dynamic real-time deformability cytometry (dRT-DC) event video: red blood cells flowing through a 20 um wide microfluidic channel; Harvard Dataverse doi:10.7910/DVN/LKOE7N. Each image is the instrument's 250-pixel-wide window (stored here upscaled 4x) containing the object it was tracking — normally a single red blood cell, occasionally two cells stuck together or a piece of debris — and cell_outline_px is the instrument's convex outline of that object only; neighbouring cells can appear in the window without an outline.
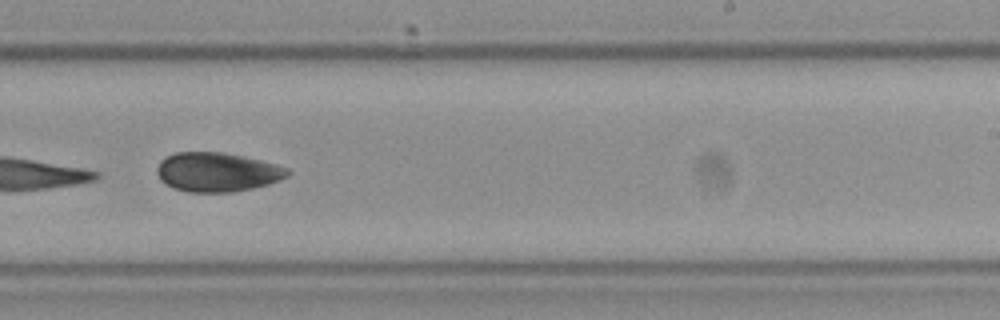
{"species": "Egyptian fruit bat (a non-hibernating species)", "species_latin": "Rousettus aegyptiacus", "temperature_condition": "cold", "stored_images_in_passage": 15, "camera_frame_rate_fps": 3000, "um_per_image_px": 0.085, "frame": {"image": 1, "passage_image": 10, "time_ms": 3.0, "image_size_px": [1000, 320], "cell_outline_px": [[292, 172], [288, 176], [268, 184], [252, 188], [232, 192], [188, 192], [172, 188], [164, 184], [160, 180], [156, 172], [156, 168], [160, 160], [176, 152], [224, 152], [244, 156], [276, 164], [288, 168]], "centroid_in_image_um": [18.44, 14.63], "position_along_channel_um": 270.6, "area_um2": 30.06}}
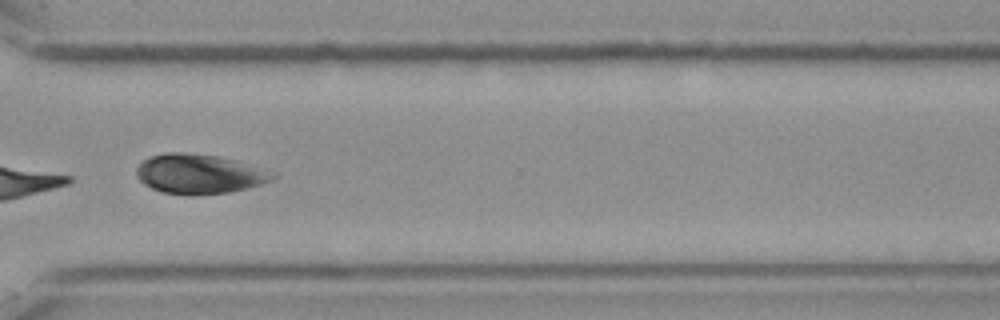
{"frame": {"image": 2, "passage_image": 12, "time_ms": 3.667, "image_size_px": [1000, 320], "cell_outline_px": [[276, 176], [272, 180], [248, 188], [228, 192], [160, 192], [144, 184], [136, 176], [136, 168], [148, 156], [168, 152], [184, 152], [216, 156], [232, 160]], "centroid_in_image_um": [16.8, 14.75], "position_along_channel_um": 353.8, "area_um2": 29.82}}